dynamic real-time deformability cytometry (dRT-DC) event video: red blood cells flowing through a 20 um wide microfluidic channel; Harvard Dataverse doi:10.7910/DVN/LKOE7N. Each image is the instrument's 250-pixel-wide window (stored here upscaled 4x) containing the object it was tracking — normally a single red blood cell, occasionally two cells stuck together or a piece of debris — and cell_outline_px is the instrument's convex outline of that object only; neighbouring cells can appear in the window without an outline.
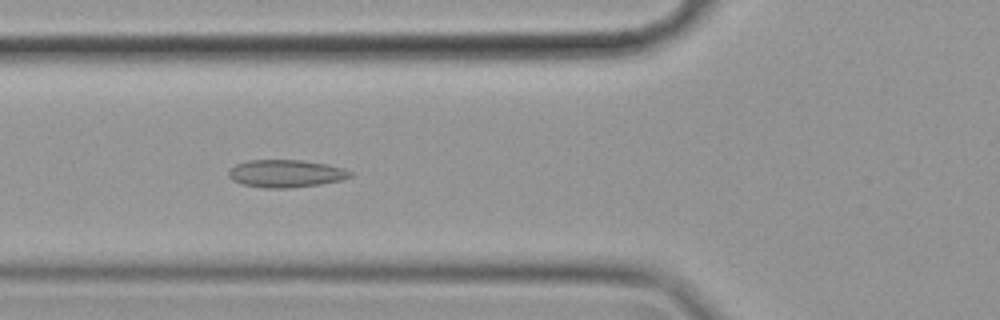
{"species": "common noctule bat (a hibernating species)", "species_latin": "Nyctalus noctula", "temperature_condition": "cold", "stored_images_in_passage": 46, "camera_frame_rate_fps": 3000, "um_per_image_px": 0.085, "animal": {"sex": "female", "body_mass_g": 19.9}, "frame": {"image": 1, "passage_image": 18, "time_ms": 5.667, "image_size_px": [1000, 320], "cell_outline_px": [[352, 176], [340, 180], [320, 184], [288, 188], [264, 188], [240, 184], [232, 180], [228, 176], [228, 172], [236, 164], [248, 160], [300, 160], [328, 164], [344, 168], [352, 172]], "centroid_in_image_um": [24.28, 14.75], "position_along_channel_um": 101.5, "area_um2": 19.59}}
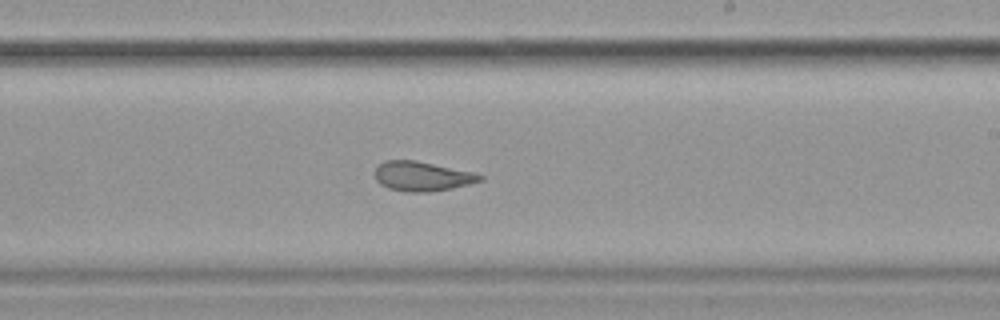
{"frame": {"image": 2, "passage_image": 31, "time_ms": 10.0, "image_size_px": [1000, 320], "cell_outline_px": [[484, 180], [452, 188], [428, 192], [404, 192], [388, 188], [380, 184], [376, 180], [376, 168], [384, 160], [416, 160], [476, 172], [484, 176]], "centroid_in_image_um": [35.91, 14.98], "position_along_channel_um": 253.1, "area_um2": 18.26}}
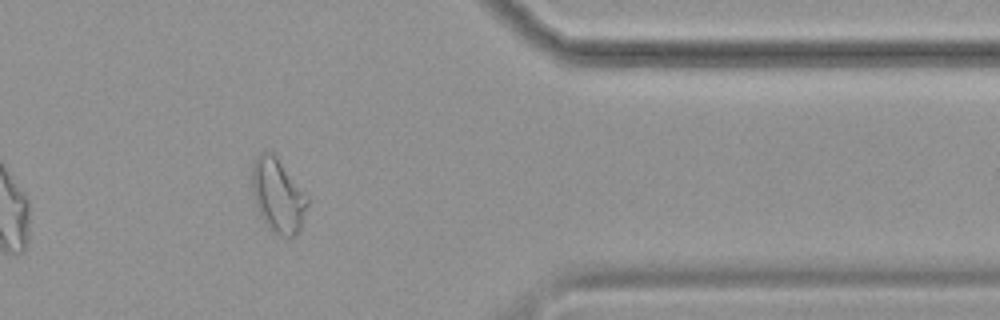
{"frame": {"image": 3, "passage_image": 44, "time_ms": 14.333, "image_size_px": [1000, 320], "cell_outline_px": [[308, 204], [300, 228], [292, 236], [284, 236], [272, 232], [264, 224], [260, 216], [256, 204], [252, 188], [252, 164], [256, 156], [260, 152], [272, 152], [276, 156], [308, 196]], "centroid_in_image_um": [23.6, 16.61], "position_along_channel_um": 387.8, "area_um2": 23.7}, "authors_computed_cell_mechanics": {"area_um2": 19.7387, "velocity_mm_per_s": 3.5021, "shape_relaxation_time_tau1_ms": null, "shape_relaxation_time_tau2_ms": 2.022, "deformation_change_tau1": null, "deformation_change_tau2": 0.0786}}